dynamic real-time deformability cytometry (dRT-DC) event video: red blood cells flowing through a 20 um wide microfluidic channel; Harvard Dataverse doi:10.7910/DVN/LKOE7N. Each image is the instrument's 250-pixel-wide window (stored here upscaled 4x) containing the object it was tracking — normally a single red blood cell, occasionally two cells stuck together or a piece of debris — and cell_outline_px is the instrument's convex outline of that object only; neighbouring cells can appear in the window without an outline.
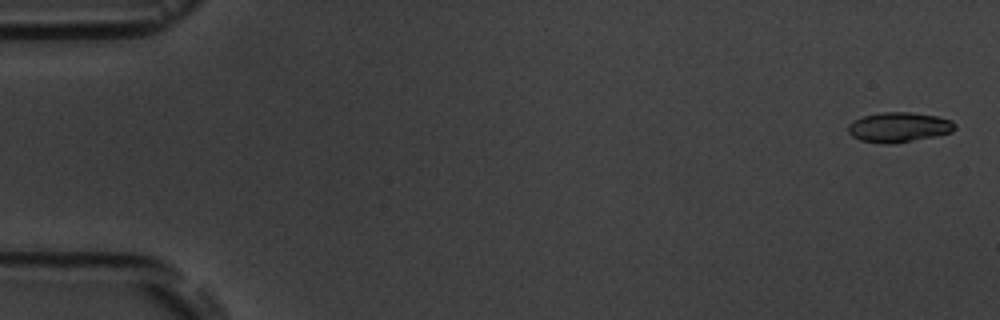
{"species": "common noctule bat (a hibernating species)", "species_latin": "Nyctalus noctula", "temperature_condition": "room temperature", "stored_images_in_passage": 15, "camera_frame_rate_fps": 3000, "um_per_image_px": 0.085, "animal": {"sex": "male", "body_mass_g": 19.5, "forearm_length_mm": 54.6}, "frame": {"image": 1, "passage_image": 1, "time_ms": 0.0, "image_size_px": [1000, 320], "cell_outline_px": [[956, 128], [952, 132], [936, 136], [896, 144], [884, 144], [860, 140], [852, 136], [848, 132], [848, 124], [852, 120], [864, 116], [880, 112], [912, 112], [936, 116], [952, 120], [956, 124]], "centroid_in_image_um": [76.4, 10.82], "position_along_channel_um": 8.6, "area_um2": 18.9}}
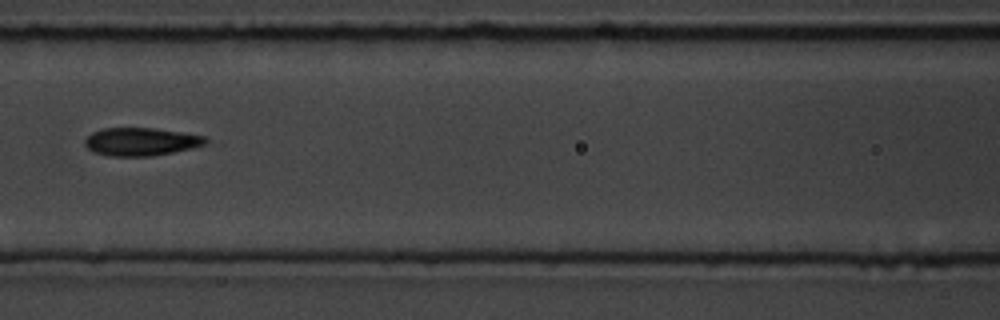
{"frame": {"image": 2, "passage_image": 7, "time_ms": 8.0, "image_size_px": [1000, 320], "cell_outline_px": [[212, 140], [204, 144], [192, 148], [152, 156], [108, 156], [92, 152], [84, 144], [84, 140], [92, 132], [104, 128], [156, 128], [204, 136]], "centroid_in_image_um": [11.97, 12.04], "position_along_channel_um": 154.6, "area_um2": 19.77}}
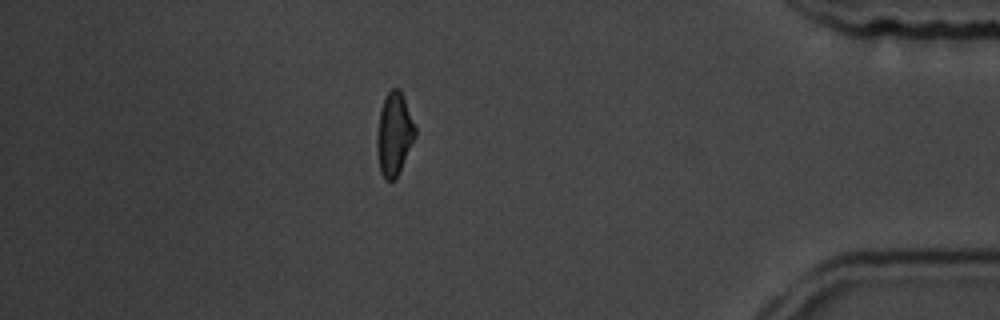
{"frame": {"image": 3, "passage_image": 14, "time_ms": 16.0, "image_size_px": [1000, 320], "cell_outline_px": [[416, 136], [396, 180], [384, 180], [380, 172], [376, 148], [376, 140], [380, 108], [388, 92], [392, 88], [400, 88], [416, 128]], "centroid_in_image_um": [33.5, 11.43], "position_along_channel_um": 401.7, "area_um2": 18.61}, "authors_computed_cell_mechanics": {"area_um2": 19.1318, "velocity_mm_per_s": 3.603, "shape_relaxation_time_tau1_ms": 2.8874, "shape_relaxation_time_tau2_ms": null, "deformation_change_tau1": 0.0972, "deformation_change_tau2": null}}